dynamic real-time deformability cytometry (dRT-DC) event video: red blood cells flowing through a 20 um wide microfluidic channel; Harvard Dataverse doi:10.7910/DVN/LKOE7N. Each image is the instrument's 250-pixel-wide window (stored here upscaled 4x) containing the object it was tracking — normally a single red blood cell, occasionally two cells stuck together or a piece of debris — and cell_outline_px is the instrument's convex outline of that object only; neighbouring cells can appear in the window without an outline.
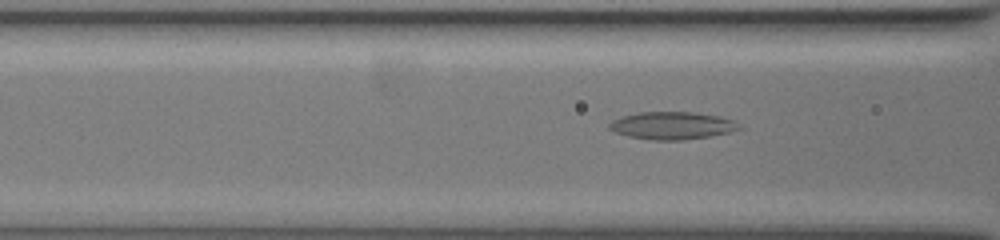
{"species": "common noctule bat (a hibernating species)", "species_latin": "Nyctalus noctula", "temperature_condition": "warm", "stored_images_in_passage": 43, "segment_of_instrument_passage": [1, 2], "camera_frame_rate_fps": 3000, "um_per_image_px": 0.085, "animal": {"sex": "female", "body_mass_g": 19.5, "forearm_length_mm": 54.1}, "frame": {"image": 1, "passage_image": 14, "time_ms": 4.333, "image_size_px": [1000, 240], "cell_outline_px": [[740, 128], [728, 132], [708, 136], [684, 140], [652, 140], [628, 136], [616, 132], [608, 128], [608, 124], [612, 120], [624, 116], [640, 112], [692, 112], [716, 116], [732, 120]], "centroid_in_image_um": [57.06, 10.68], "position_along_channel_um": 109.5, "area_um2": 20.4}}
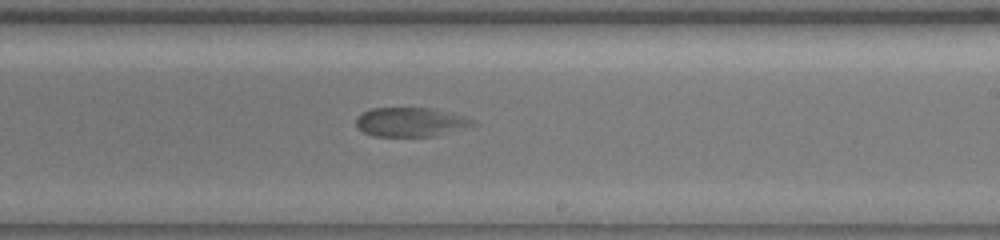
{"frame": {"image": 2, "passage_image": 26, "time_ms": 8.333, "image_size_px": [1000, 240], "cell_outline_px": [[476, 124], [432, 136], [372, 136], [364, 132], [356, 124], [356, 120], [364, 112], [372, 108], [428, 108], [472, 120]], "centroid_in_image_um": [34.8, 10.38], "position_along_channel_um": 254.2, "area_um2": 18.9}}
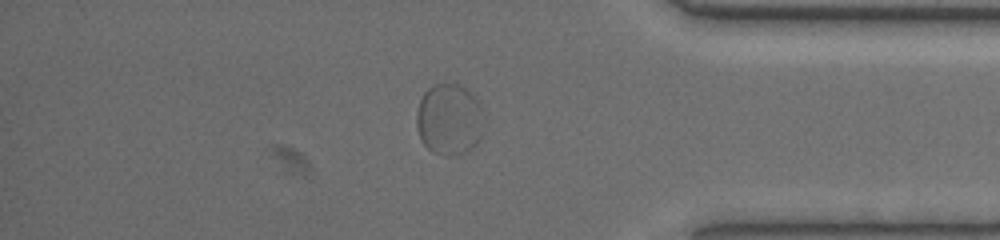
{"frame": {"image": 3, "passage_image": 39, "time_ms": 12.667, "image_size_px": [1000, 240], "cell_outline_px": [[480, 140], [476, 144], [464, 152], [448, 156], [432, 152], [420, 140], [416, 124], [416, 116], [420, 100], [424, 92], [432, 84], [456, 84], [464, 88], [476, 100], [480, 136]], "centroid_in_image_um": [38.07, 10.17], "position_along_channel_um": 397.1, "area_um2": 26.93}}